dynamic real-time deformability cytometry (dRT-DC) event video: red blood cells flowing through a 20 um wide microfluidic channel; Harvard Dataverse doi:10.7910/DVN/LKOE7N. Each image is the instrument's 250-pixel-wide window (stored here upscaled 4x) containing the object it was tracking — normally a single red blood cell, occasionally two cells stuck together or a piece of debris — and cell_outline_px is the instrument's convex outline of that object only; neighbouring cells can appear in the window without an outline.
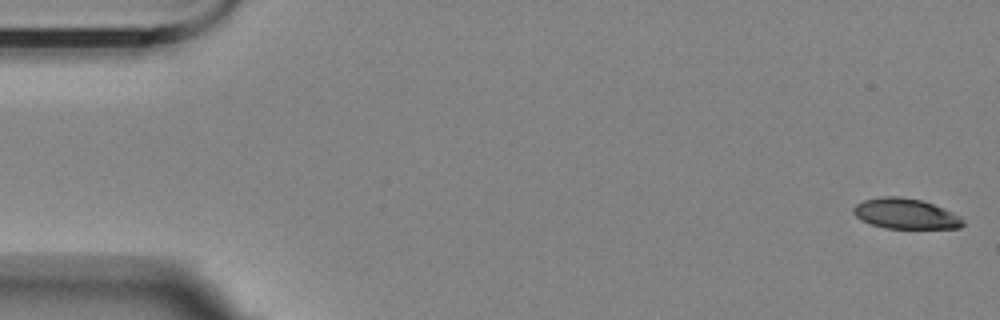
{"species": "Egyptian fruit bat (a non-hibernating species)", "species_latin": "Rousettus aegyptiacus", "temperature_condition": "room temperature", "stored_images_in_passage": 5, "camera_frame_rate_fps": 3000, "um_per_image_px": 0.085, "animal": {"sex": "female"}, "frame": {"image": 1, "passage_image": 1, "time_ms": 0.0, "image_size_px": [1000, 320], "cell_outline_px": [[964, 224], [960, 228], [884, 228], [860, 220], [852, 212], [852, 208], [856, 204], [864, 200], [884, 196], [896, 196], [920, 200], [932, 204], [952, 212], [960, 216], [964, 220]], "centroid_in_image_um": [76.95, 18.17], "position_along_channel_um": 8.1, "area_um2": 19.25}}
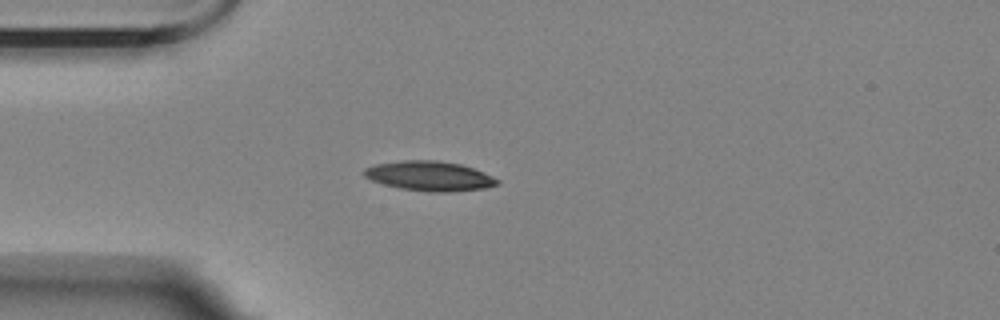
{"frame": {"image": 2, "passage_image": 5, "time_ms": 4.667, "image_size_px": [1000, 320], "cell_outline_px": [[500, 180], [496, 184], [484, 188], [448, 192], [428, 192], [400, 188], [384, 184], [372, 180], [364, 176], [364, 168], [372, 164], [404, 160], [436, 160], [460, 164], [472, 168]], "centroid_in_image_um": [36.45, 14.95], "position_along_channel_um": 48.5, "area_um2": 22.83}}